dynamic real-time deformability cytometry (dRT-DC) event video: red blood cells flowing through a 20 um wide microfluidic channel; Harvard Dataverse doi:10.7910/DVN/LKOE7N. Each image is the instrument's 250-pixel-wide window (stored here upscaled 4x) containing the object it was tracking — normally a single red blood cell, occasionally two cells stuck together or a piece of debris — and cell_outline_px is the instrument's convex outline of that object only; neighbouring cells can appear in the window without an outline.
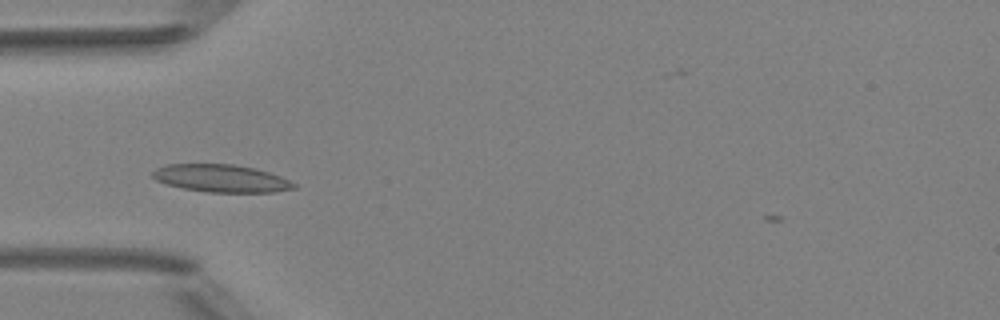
{"species": "Egyptian fruit bat (a non-hibernating species)", "species_latin": "Rousettus aegyptiacus", "temperature_condition": "room temperature", "stored_images_in_passage": 3, "camera_frame_rate_fps": 3000, "um_per_image_px": 0.085, "animal": {"sex": "female"}, "frame": {"image": 1, "passage_image": 1, "time_ms": 0.0, "image_size_px": [1000, 320], "cell_outline_px": [[296, 188], [272, 192], [208, 192], [184, 188], [168, 184], [156, 180], [152, 176], [152, 172], [156, 168], [168, 164], [232, 164], [256, 168], [280, 176], [296, 184]], "centroid_in_image_um": [18.8, 15.15], "position_along_channel_um": 66.2, "area_um2": 22.54}}
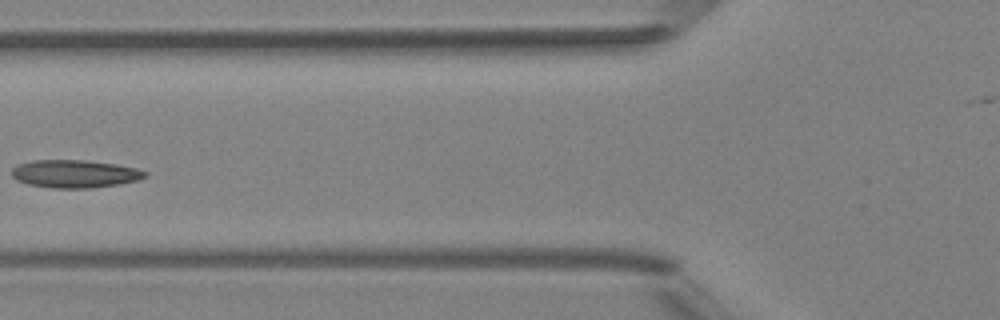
{"frame": {"image": 2, "passage_image": 2, "time_ms": 1.333, "image_size_px": [1000, 320], "cell_outline_px": [[148, 176], [140, 180], [120, 184], [92, 188], [52, 188], [28, 184], [16, 180], [12, 176], [12, 168], [20, 164], [32, 160], [88, 160], [116, 164], [136, 168], [148, 172]], "centroid_in_image_um": [6.4, 14.77], "position_along_channel_um": 119.4, "area_um2": 21.85}}
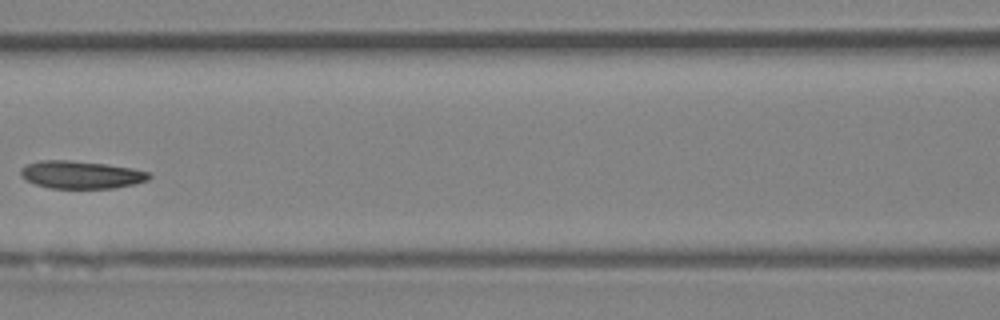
{"frame": {"image": 3, "passage_image": 3, "time_ms": 2.333, "image_size_px": [1000, 320], "cell_outline_px": [[152, 176], [148, 180], [116, 188], [48, 188], [36, 184], [20, 176], [20, 168], [28, 164], [40, 160], [68, 160], [104, 164], [132, 168], [152, 172]], "centroid_in_image_um": [6.91, 14.85], "position_along_channel_um": 159.7, "area_um2": 20.69}}